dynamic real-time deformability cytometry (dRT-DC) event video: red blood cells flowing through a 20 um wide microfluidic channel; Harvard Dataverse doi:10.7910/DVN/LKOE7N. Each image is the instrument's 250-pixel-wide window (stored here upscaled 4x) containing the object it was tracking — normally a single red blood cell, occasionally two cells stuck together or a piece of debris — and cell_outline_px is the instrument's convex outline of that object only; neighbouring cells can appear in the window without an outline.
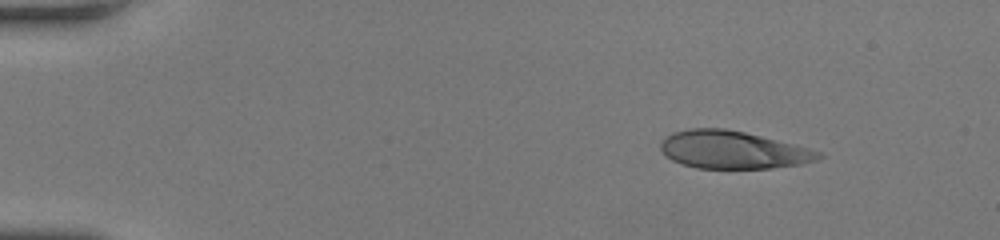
{"species": "human", "species_latin": "Homo sapiens", "temperature_condition": "room temperature", "stored_images_in_passage": 50, "camera_frame_rate_fps": 3000, "um_per_image_px": 0.085, "donor": {"sex": "female"}, "frame": {"image": 1, "passage_image": 1, "time_ms": 0.0, "image_size_px": [1000, 240], "cell_outline_px": [[824, 156], [816, 160], [800, 164], [772, 168], [696, 168], [680, 164], [672, 160], [660, 148], [660, 144], [664, 136], [672, 132], [688, 128], [724, 128], [744, 132], [808, 148], [820, 152]], "centroid_in_image_um": [62.24, 12.73], "position_along_channel_um": 22.8, "area_um2": 34.51}}
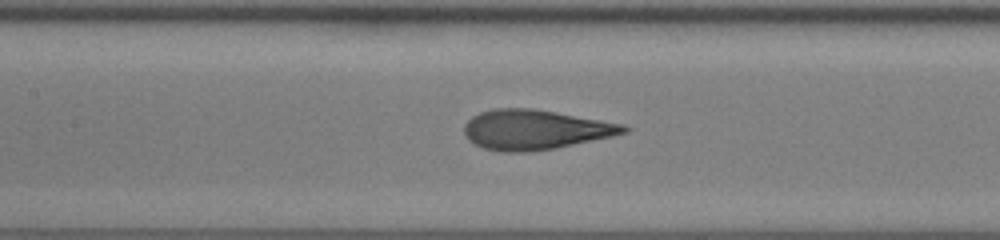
{"frame": {"image": 2, "passage_image": 21, "time_ms": 6.667, "image_size_px": [1000, 240], "cell_outline_px": [[632, 128], [628, 132], [612, 136], [556, 148], [528, 152], [500, 152], [484, 148], [468, 140], [464, 132], [464, 124], [472, 116], [480, 112], [496, 108], [528, 108], [552, 112], [620, 124]], "centroid_in_image_um": [45.42, 11.04], "position_along_channel_um": 162.0, "area_um2": 36.53}}
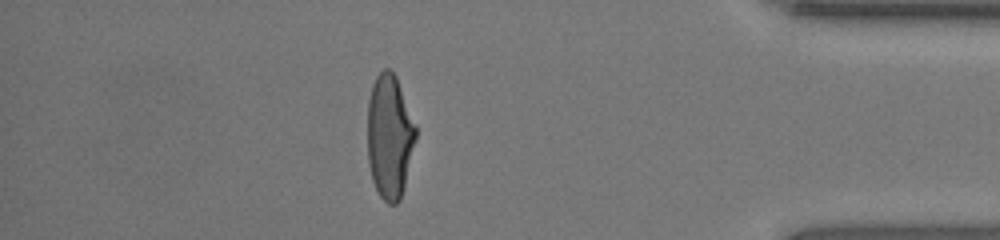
{"frame": {"image": 3, "passage_image": 43, "time_ms": 14.0, "image_size_px": [1000, 240], "cell_outline_px": [[416, 136], [404, 188], [400, 200], [396, 204], [388, 204], [380, 196], [372, 180], [368, 164], [368, 100], [372, 84], [376, 76], [384, 68], [388, 68], [396, 76], [416, 124]], "centroid_in_image_um": [33.11, 11.6], "position_along_channel_um": 402.1, "area_um2": 34.97}, "authors_computed_cell_mechanics": {"area_um2": 35.5181, "velocity_mm_per_s": 3.7436, "shape_relaxation_time_tau1_ms": 5.8741, "shape_relaxation_time_tau2_ms": null, "deformation_change_tau1": 0.2541, "deformation_change_tau2": null}}